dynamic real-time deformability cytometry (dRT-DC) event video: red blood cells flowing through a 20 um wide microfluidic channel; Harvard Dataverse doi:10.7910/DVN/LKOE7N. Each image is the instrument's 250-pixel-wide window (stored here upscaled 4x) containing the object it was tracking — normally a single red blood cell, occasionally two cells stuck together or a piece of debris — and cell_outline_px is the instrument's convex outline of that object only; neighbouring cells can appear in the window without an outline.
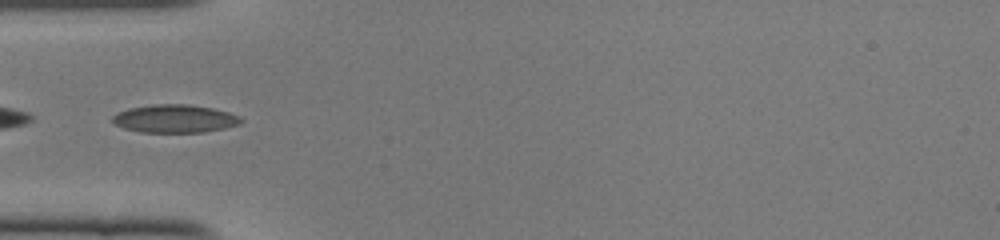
{"species": "common noctule bat (a hibernating species)", "species_latin": "Nyctalus noctula", "temperature_condition": "cold", "stored_images_in_passage": 33, "camera_frame_rate_fps": 3000, "um_per_image_px": 0.085, "animal": {"sex": "female", "body_mass_g": 22.0, "forearm_length_mm": 56.7}, "frame": {"image": 1, "passage_image": 3, "time_ms": 0.667, "image_size_px": [1000, 240], "cell_outline_px": [[244, 120], [240, 124], [224, 128], [204, 132], [140, 132], [124, 128], [116, 124], [112, 120], [112, 116], [116, 112], [128, 108], [152, 104], [188, 104], [212, 108], [228, 112], [240, 116]], "centroid_in_image_um": [14.85, 10.08], "position_along_channel_um": 70.1, "area_um2": 21.1}}
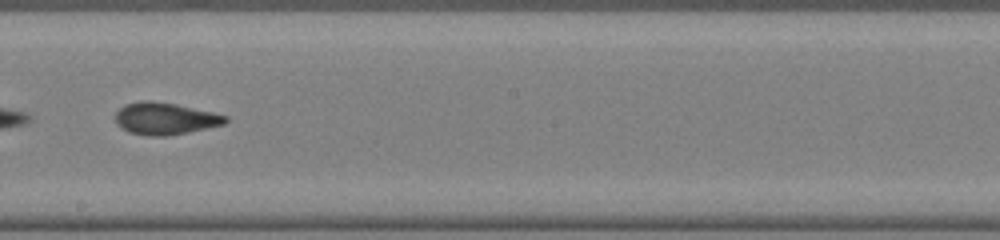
{"frame": {"image": 2, "passage_image": 15, "time_ms": 4.667, "image_size_px": [1000, 240], "cell_outline_px": [[228, 120], [224, 124], [188, 132], [168, 136], [148, 136], [128, 132], [120, 128], [116, 124], [116, 112], [124, 104], [140, 100], [148, 100], [176, 104], [212, 112], [228, 116]], "centroid_in_image_um": [13.99, 10.08], "position_along_channel_um": 234.2, "area_um2": 20.63}}
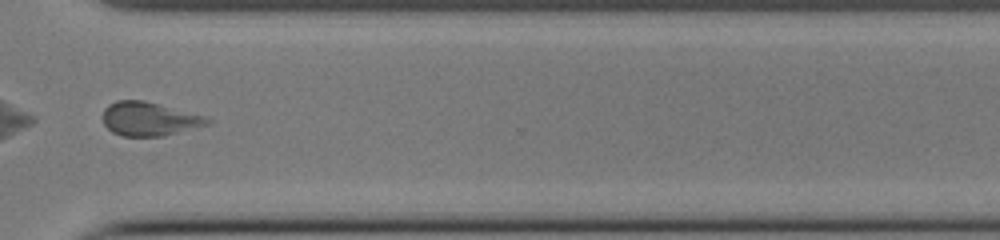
{"frame": {"image": 3, "passage_image": 24, "time_ms": 7.667, "image_size_px": [1000, 240], "cell_outline_px": [[212, 124], [164, 136], [120, 136], [112, 132], [104, 124], [104, 108], [108, 104], [116, 100], [144, 100], [208, 116], [212, 120]], "centroid_in_image_um": [12.74, 10.11], "position_along_channel_um": 357.9, "area_um2": 20.92}, "authors_computed_cell_mechanics": {"area_um2": 20.3456, "velocity_mm_per_s": 4.0975, "shape_relaxation_time_tau1_ms": 8.1402, "shape_relaxation_time_tau2_ms": 3.4511, "deformation_change_tau1": 0.1831, "deformation_change_tau2": 0.1063}}